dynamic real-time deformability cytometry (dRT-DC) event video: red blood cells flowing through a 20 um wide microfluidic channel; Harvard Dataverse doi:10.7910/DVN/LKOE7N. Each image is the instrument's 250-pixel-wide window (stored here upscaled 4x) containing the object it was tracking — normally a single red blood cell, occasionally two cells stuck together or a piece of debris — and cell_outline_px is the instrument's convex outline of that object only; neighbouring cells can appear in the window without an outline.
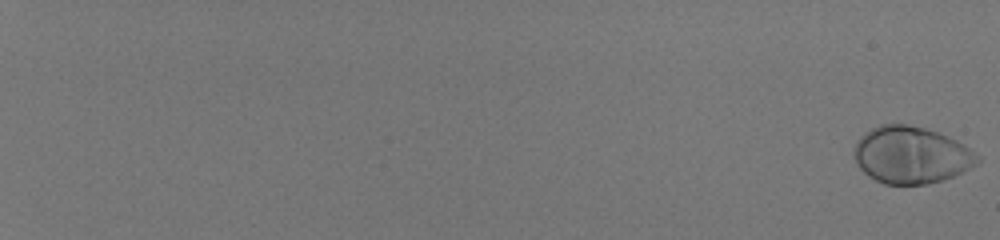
{"species": "human", "species_latin": "Homo sapiens", "temperature_condition": "room temperature", "stored_images_in_passage": 58, "camera_frame_rate_fps": 3000, "um_per_image_px": 0.085, "donor": {"sex": "male"}, "frame": {"image": 1, "passage_image": 1, "time_ms": 0.0, "image_size_px": [1000, 240], "cell_outline_px": [[980, 160], [976, 164], [952, 176], [928, 184], [884, 184], [868, 176], [856, 164], [852, 156], [852, 148], [856, 140], [864, 132], [880, 124], [908, 124], [924, 128], [936, 132], [956, 140], [964, 144], [980, 156]], "centroid_in_image_um": [77.38, 13.17], "position_along_channel_um": 7.6, "area_um2": 41.1}}
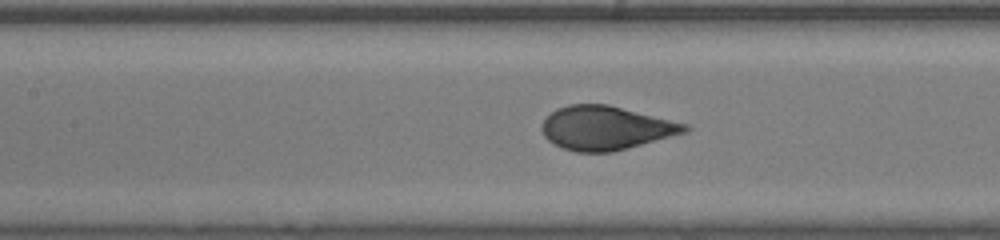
{"frame": {"image": 2, "passage_image": 34, "time_ms": 11.0, "image_size_px": [1000, 240], "cell_outline_px": [[692, 128], [688, 132], [612, 152], [576, 152], [564, 148], [548, 140], [544, 136], [540, 128], [544, 120], [556, 108], [568, 104], [608, 104], [688, 124]], "centroid_in_image_um": [51.51, 10.87], "position_along_channel_um": 155.9, "area_um2": 36.47}}
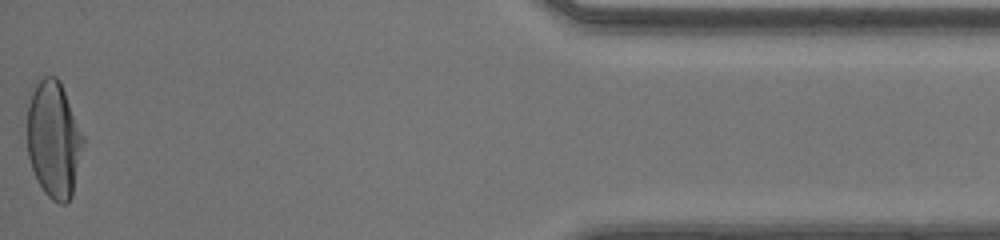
{"frame": {"image": 3, "passage_image": 58, "time_ms": 19.0, "image_size_px": [1000, 240], "cell_outline_px": [[88, 140], [72, 196], [64, 204], [60, 204], [52, 200], [44, 192], [32, 168], [28, 156], [28, 104], [32, 92], [36, 84], [44, 76], [56, 76], [60, 80]], "centroid_in_image_um": [4.65, 11.86], "position_along_channel_um": 430.5, "area_um2": 39.07}, "authors_computed_cell_mechanics": {"area_um2": 38.4081, "velocity_mm_per_s": 4.1046, "shape_relaxation_time_tau1_ms": 2.8363, "shape_relaxation_time_tau2_ms": null, "deformation_change_tau1": 0.1932, "deformation_change_tau2": null}}